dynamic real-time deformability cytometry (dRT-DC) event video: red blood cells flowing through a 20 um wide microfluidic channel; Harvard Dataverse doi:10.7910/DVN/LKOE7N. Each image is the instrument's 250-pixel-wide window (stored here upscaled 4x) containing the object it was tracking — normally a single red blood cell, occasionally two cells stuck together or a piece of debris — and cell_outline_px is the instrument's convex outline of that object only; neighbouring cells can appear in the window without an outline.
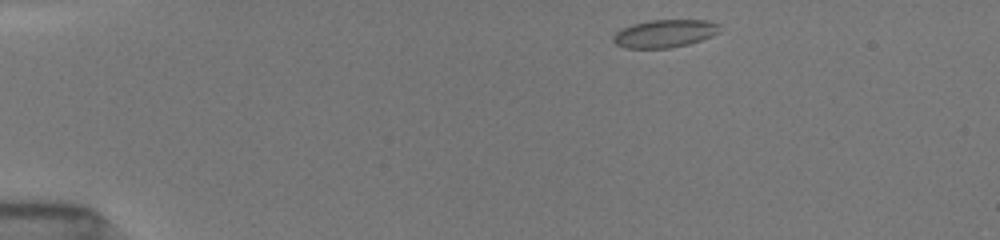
{"species": "common noctule bat (a hibernating species)", "species_latin": "Nyctalus noctula", "temperature_condition": "room temperature", "stored_images_in_passage": 68, "camera_frame_rate_fps": 3000, "um_per_image_px": 0.085, "animal": {"sex": "female", "body_mass_g": 19.5, "forearm_length_mm": 54.1}, "frame": {"image": 1, "passage_image": 1, "time_ms": 0.0, "image_size_px": [1000, 240], "cell_outline_px": [[720, 32], [712, 36], [688, 44], [668, 48], [624, 48], [616, 44], [612, 40], [612, 36], [620, 28], [632, 24], [648, 20], [708, 20], [720, 24]], "centroid_in_image_um": [56.48, 2.84], "position_along_channel_um": 28.5, "area_um2": 17.46}}
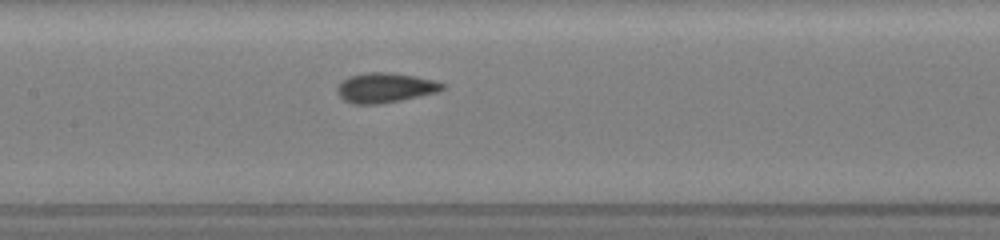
{"frame": {"image": 2, "passage_image": 18, "time_ms": 5.667, "image_size_px": [1000, 240], "cell_outline_px": [[444, 88], [440, 92], [400, 100], [376, 104], [352, 104], [344, 100], [336, 92], [336, 88], [348, 76], [364, 72], [388, 72], [416, 76], [436, 80], [444, 84]], "centroid_in_image_um": [32.75, 7.45], "position_along_channel_um": 174.7, "area_um2": 18.38}}
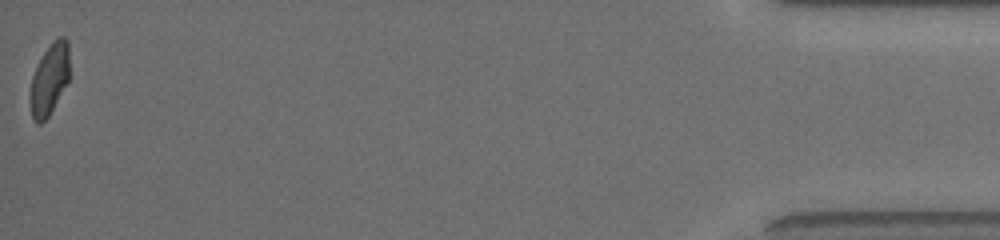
{"frame": {"image": 3, "passage_image": 67, "time_ms": 14.333, "image_size_px": [1000, 240], "cell_outline_px": [[68, 80], [48, 116], [40, 124], [36, 124], [32, 116], [28, 100], [28, 96], [32, 76], [44, 52], [60, 36], [64, 36], [68, 40]], "centroid_in_image_um": [4.16, 6.78], "position_along_channel_um": 431.0, "area_um2": 16.01}, "authors_computed_cell_mechanics": {"area_um2": 17.3978, "velocity_mm_per_s": 3.9503, "shape_relaxation_time_tau1_ms": 2.8596, "shape_relaxation_time_tau2_ms": 0.8814, "deformation_change_tau1": 0.1167, "deformation_change_tau2": 0.061}}